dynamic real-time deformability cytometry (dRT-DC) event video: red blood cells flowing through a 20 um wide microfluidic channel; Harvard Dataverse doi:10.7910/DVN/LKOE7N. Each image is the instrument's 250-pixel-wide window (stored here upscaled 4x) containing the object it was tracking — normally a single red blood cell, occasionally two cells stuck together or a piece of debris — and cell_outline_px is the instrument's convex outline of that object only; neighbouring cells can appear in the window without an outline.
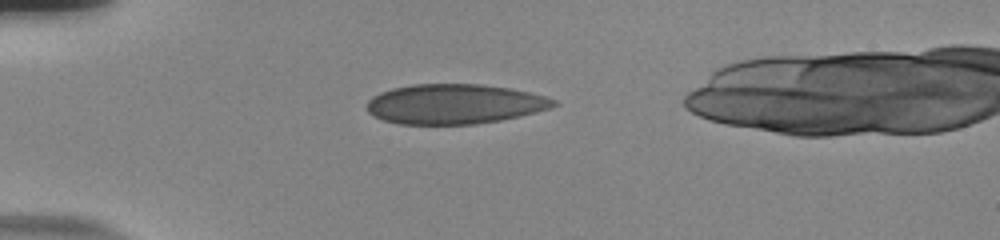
{"species": "human", "species_latin": "Homo sapiens", "temperature_condition": "room temperature", "stored_images_in_passage": 42, "camera_frame_rate_fps": 3000, "um_per_image_px": 0.085, "donor": {"sex": "male"}, "frame": {"image": 1, "passage_image": 1, "time_ms": 0.0, "image_size_px": [1000, 240], "cell_outline_px": [[560, 104], [536, 112], [520, 116], [500, 120], [476, 124], [400, 124], [384, 120], [368, 112], [368, 100], [372, 96], [380, 92], [392, 88], [412, 84], [480, 84], [512, 88], [544, 96], [556, 100]], "centroid_in_image_um": [38.64, 8.83], "position_along_channel_um": 46.4, "area_um2": 43.35}}
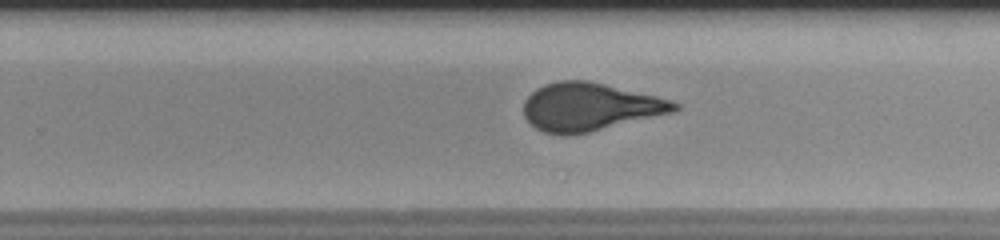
{"frame": {"image": 2, "passage_image": 22, "time_ms": 7.0, "image_size_px": [1000, 240], "cell_outline_px": [[680, 108], [676, 112], [588, 132], [568, 136], [564, 136], [544, 132], [536, 128], [524, 116], [524, 100], [536, 88], [544, 84], [560, 80], [588, 80], [656, 96], [672, 100], [680, 104]], "centroid_in_image_um": [50.14, 9.09], "position_along_channel_um": 279.7, "area_um2": 42.25}}
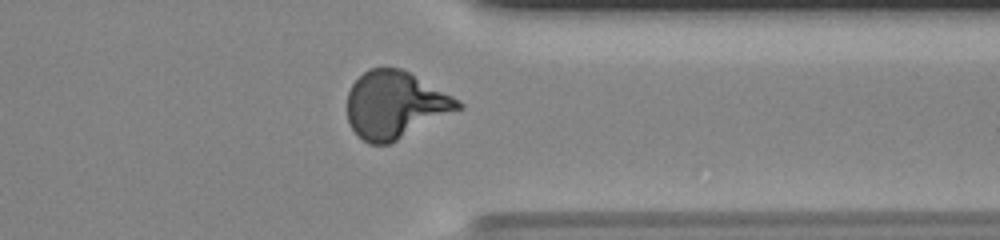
{"frame": {"image": 3, "passage_image": 30, "time_ms": 9.667, "image_size_px": [1000, 240], "cell_outline_px": [[464, 108], [388, 144], [368, 144], [352, 128], [348, 120], [348, 92], [352, 84], [368, 68], [400, 68], [408, 72], [460, 100], [464, 104]], "centroid_in_image_um": [33.6, 8.91], "position_along_channel_um": 377.8, "area_um2": 42.95}}